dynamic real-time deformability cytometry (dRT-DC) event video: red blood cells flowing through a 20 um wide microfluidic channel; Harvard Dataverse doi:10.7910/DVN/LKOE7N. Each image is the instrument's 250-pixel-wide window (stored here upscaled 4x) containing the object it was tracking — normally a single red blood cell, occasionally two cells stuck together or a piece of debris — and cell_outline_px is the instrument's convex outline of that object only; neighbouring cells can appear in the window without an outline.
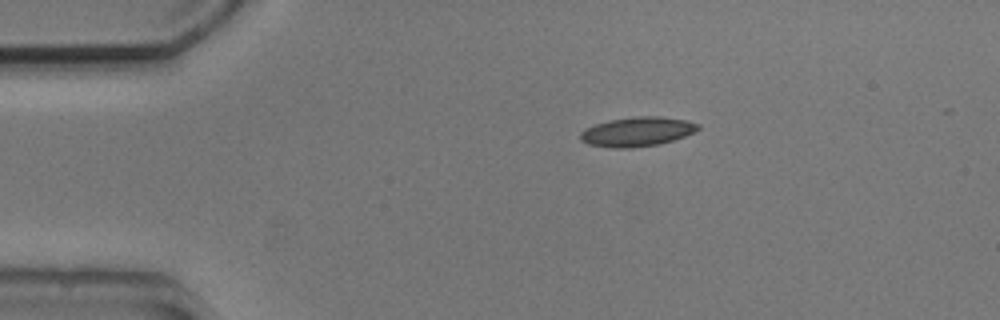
{"species": "common noctule bat (a hibernating species)", "species_latin": "Nyctalus noctula", "temperature_condition": "cold", "stored_images_in_passage": 7, "camera_frame_rate_fps": 3000, "um_per_image_px": 0.085, "animal": {"sex": "male", "body_mass_g": 20.5, "forearm_length_mm": 52.5}, "frame": {"image": 1, "passage_image": 1, "time_ms": 0.0, "image_size_px": [1000, 320], "cell_outline_px": [[700, 128], [684, 136], [660, 144], [632, 148], [612, 148], [588, 144], [580, 140], [580, 132], [584, 128], [608, 120], [636, 116], [660, 116], [688, 120], [700, 124]], "centroid_in_image_um": [54.14, 11.19], "position_along_channel_um": 30.9, "area_um2": 20.29}}